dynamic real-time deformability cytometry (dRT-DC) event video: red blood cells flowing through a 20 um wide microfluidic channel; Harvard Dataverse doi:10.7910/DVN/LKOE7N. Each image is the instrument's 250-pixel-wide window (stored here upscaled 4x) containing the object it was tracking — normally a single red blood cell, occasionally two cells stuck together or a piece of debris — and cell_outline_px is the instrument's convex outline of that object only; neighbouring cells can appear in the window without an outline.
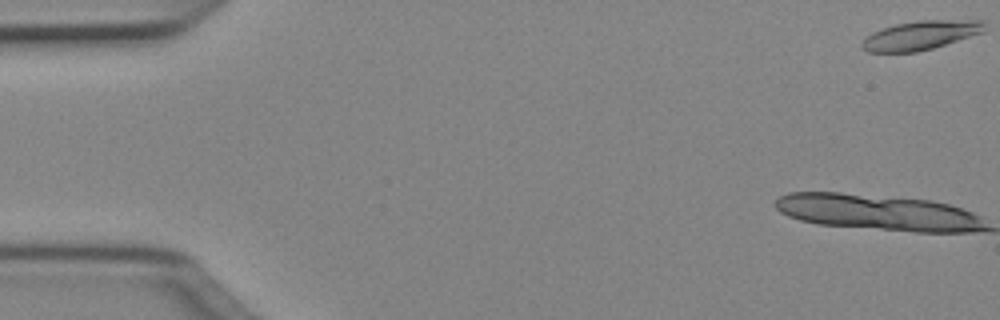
{"species": "Egyptian fruit bat (a non-hibernating species)", "species_latin": "Rousettus aegyptiacus", "temperature_condition": "cold", "stored_images_in_passage": 12, "camera_frame_rate_fps": 3000, "um_per_image_px": 0.085, "animal": {"sex": "female"}, "frame": {"image": 1, "passage_image": 1, "time_ms": 0.0, "image_size_px": [1000, 320], "cell_outline_px": [[984, 32], [932, 48], [916, 52], [868, 52], [860, 44], [872, 32], [880, 28], [896, 24], [916, 20], [984, 20]], "centroid_in_image_um": [78.24, 2.99], "position_along_channel_um": 6.8, "area_um2": 20.58}}